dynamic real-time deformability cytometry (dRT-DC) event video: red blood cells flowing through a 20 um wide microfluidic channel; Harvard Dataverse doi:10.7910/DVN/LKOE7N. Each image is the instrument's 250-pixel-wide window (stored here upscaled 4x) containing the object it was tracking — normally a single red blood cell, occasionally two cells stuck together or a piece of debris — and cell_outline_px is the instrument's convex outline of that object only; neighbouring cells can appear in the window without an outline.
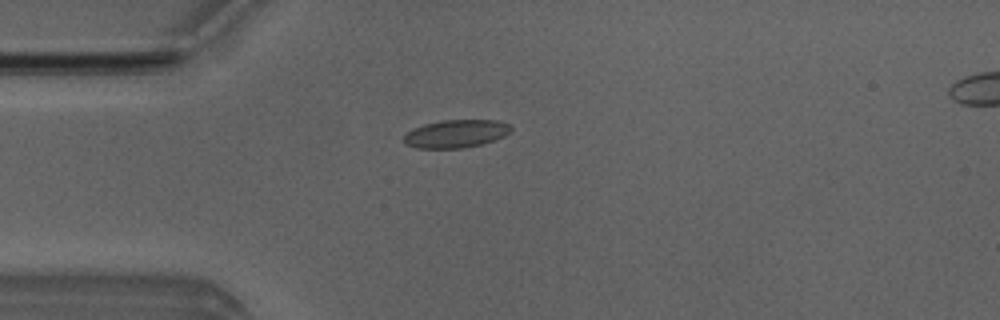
{"species": "Egyptian fruit bat (a non-hibernating species)", "species_latin": "Rousettus aegyptiacus", "temperature_condition": "room temperature", "stored_images_in_passage": 3, "camera_frame_rate_fps": 3000, "um_per_image_px": 0.085, "animal": {"sex": "male"}, "frame": {"image": 1, "passage_image": 1, "time_ms": 0.0, "image_size_px": [1000, 320], "cell_outline_px": [[512, 132], [504, 136], [480, 144], [464, 148], [416, 148], [404, 144], [404, 136], [408, 132], [424, 124], [440, 120], [496, 120], [508, 124], [512, 128]], "centroid_in_image_um": [38.76, 11.36], "position_along_channel_um": 46.2, "area_um2": 17.34}}